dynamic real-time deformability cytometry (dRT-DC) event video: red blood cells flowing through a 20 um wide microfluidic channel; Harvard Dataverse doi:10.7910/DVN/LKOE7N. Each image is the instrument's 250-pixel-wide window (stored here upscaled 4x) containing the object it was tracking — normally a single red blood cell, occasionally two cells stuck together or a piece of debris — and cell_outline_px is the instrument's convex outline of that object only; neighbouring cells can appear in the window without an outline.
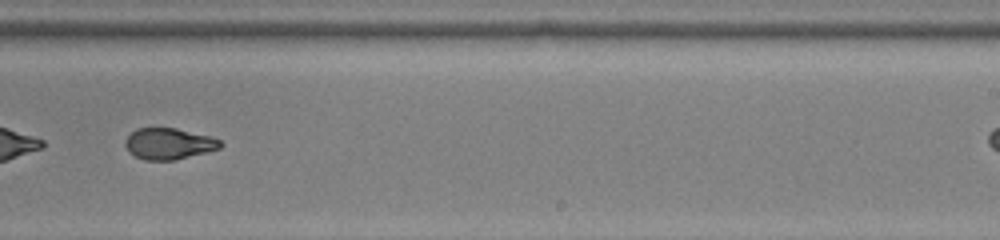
{"species": "common noctule bat (a hibernating species)", "species_latin": "Nyctalus noctula", "temperature_condition": "room temperature", "stored_images_in_passage": 43, "camera_frame_rate_fps": 3000, "um_per_image_px": 0.085, "animal": {"sex": "female", "body_mass_g": 22.0, "forearm_length_mm": 56.7}, "frame": {"image": 1, "passage_image": 31, "time_ms": 10.0, "image_size_px": [1000, 240], "cell_outline_px": [[224, 144], [220, 148], [208, 152], [172, 160], [144, 160], [136, 156], [124, 144], [124, 140], [136, 128], [176, 128], [212, 136], [220, 140]], "centroid_in_image_um": [14.39, 12.2], "position_along_channel_um": 274.6, "area_um2": 17.28}}
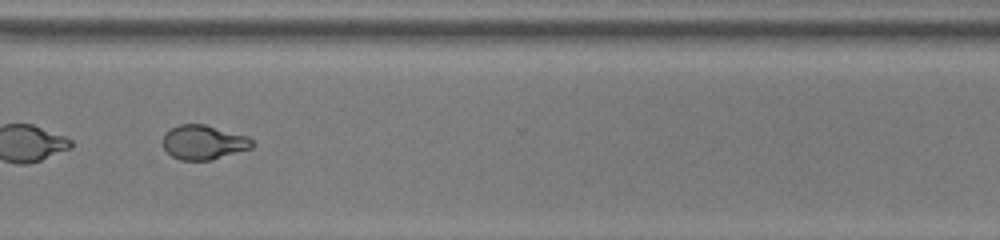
{"frame": {"image": 2, "passage_image": 37, "time_ms": 12.0, "image_size_px": [1000, 240], "cell_outline_px": [[256, 144], [252, 148], [212, 160], [180, 160], [172, 156], [164, 148], [164, 136], [172, 128], [180, 124], [204, 124], [248, 136]], "centroid_in_image_um": [17.36, 12.1], "position_along_channel_um": 353.2, "area_um2": 17.8}}